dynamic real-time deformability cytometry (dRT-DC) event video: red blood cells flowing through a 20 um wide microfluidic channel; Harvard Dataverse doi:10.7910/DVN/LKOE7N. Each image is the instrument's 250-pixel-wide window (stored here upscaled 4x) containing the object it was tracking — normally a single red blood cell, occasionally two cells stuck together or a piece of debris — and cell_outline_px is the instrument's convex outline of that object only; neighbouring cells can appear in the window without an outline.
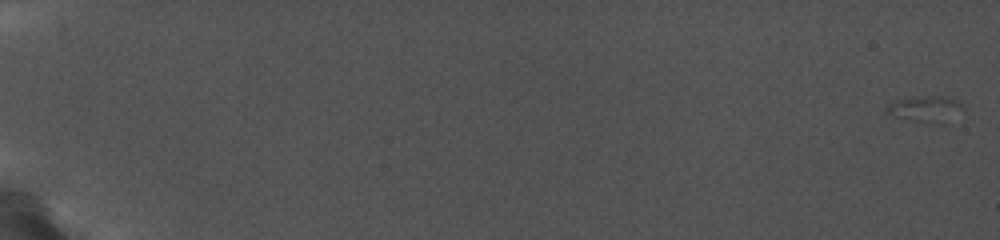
{"species": "common noctule bat (a hibernating species)", "species_latin": "Nyctalus noctula", "temperature_condition": "cold", "stored_images_in_passage": 10, "camera_frame_rate_fps": 5000, "um_per_image_px": 0.085, "animal": {"sex": "female", "body_mass_g": 19.0, "forearm_length_mm": 56.7}, "frame": {"image": 1, "passage_image": 1, "time_ms": 0.0, "image_size_px": [1000, 240], "cell_outline_px": [[964, 108], [928, 120], [916, 120], [892, 116], [884, 112], [884, 108], [892, 100], [924, 96], [944, 96], [956, 100]], "centroid_in_image_um": [78.39, 9.13], "position_along_channel_um": 6.6, "area_um2": 10.06}}